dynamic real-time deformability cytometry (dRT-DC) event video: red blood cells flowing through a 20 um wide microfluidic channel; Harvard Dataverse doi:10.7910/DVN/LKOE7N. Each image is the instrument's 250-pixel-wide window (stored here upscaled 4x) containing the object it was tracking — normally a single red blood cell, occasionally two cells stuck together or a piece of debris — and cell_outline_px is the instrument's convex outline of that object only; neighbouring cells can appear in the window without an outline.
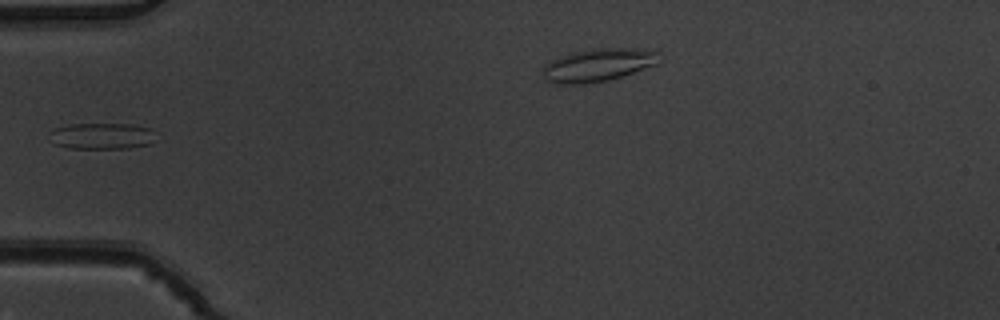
{"species": "common noctule bat (a hibernating species)", "species_latin": "Nyctalus noctula", "temperature_condition": "warm", "stored_images_in_passage": 4, "camera_frame_rate_fps": 3000, "um_per_image_px": 0.085, "animal": {"sex": "male", "body_mass_g": 19.5, "forearm_length_mm": 54.6}, "frame": {"image": 1, "passage_image": 2, "time_ms": 0.333, "image_size_px": [1000, 320], "cell_outline_px": [[152, 144], [128, 148], [68, 148], [52, 144], [48, 140], [52, 128], [68, 124], [132, 124], [152, 128]], "centroid_in_image_um": [8.58, 11.56], "position_along_channel_um": 76.4, "area_um2": 16.47}}
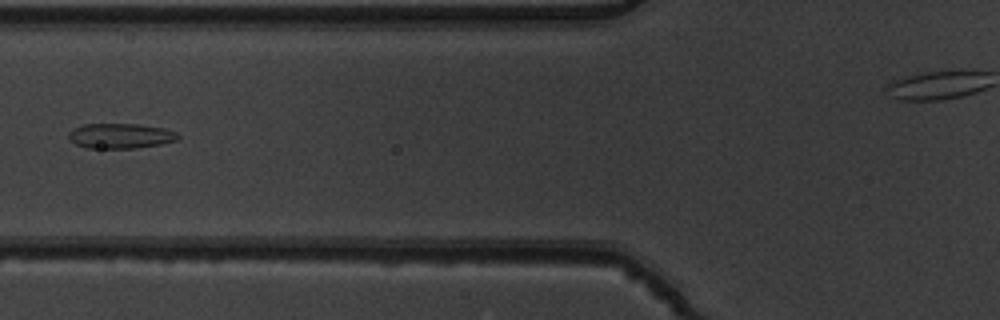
{"frame": {"image": 2, "passage_image": 3, "time_ms": 0.667, "image_size_px": [1000, 320], "cell_outline_px": [[180, 136], [176, 140], [160, 144], [136, 148], [88, 148], [76, 144], [68, 140], [68, 132], [72, 128], [84, 124], [140, 124], [164, 128], [176, 132]], "centroid_in_image_um": [10.2, 11.54], "position_along_channel_um": 115.6, "area_um2": 16.07}}